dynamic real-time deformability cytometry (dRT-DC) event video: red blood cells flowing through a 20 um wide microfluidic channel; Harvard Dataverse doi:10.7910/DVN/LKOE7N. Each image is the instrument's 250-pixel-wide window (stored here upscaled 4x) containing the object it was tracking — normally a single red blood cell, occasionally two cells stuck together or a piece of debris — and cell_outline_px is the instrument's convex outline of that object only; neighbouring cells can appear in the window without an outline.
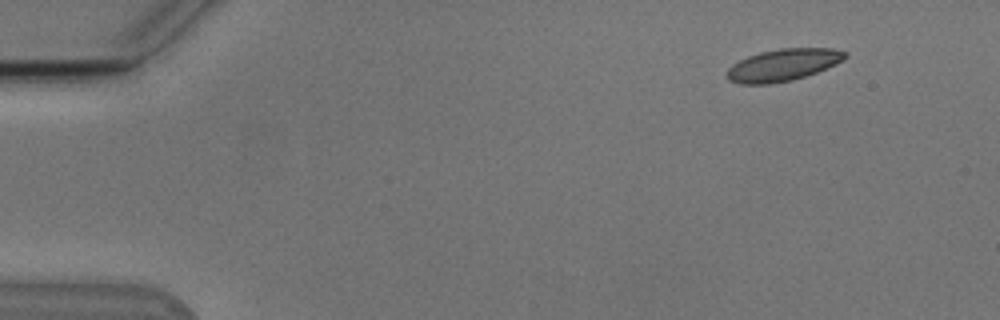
{"species": "Egyptian fruit bat (a non-hibernating species)", "species_latin": "Rousettus aegyptiacus", "temperature_condition": "cold", "stored_images_in_passage": 49, "camera_frame_rate_fps": 3000, "um_per_image_px": 0.085, "animal": {"sex": "male"}, "frame": {"image": 1, "passage_image": 1, "time_ms": 0.0, "image_size_px": [1000, 320], "cell_outline_px": [[848, 56], [836, 64], [816, 72], [792, 80], [772, 84], [740, 84], [728, 80], [724, 76], [728, 68], [732, 64], [748, 56], [760, 52], [780, 48], [832, 48], [848, 52]], "centroid_in_image_um": [66.53, 5.52], "position_along_channel_um": 18.5, "area_um2": 22.2}}
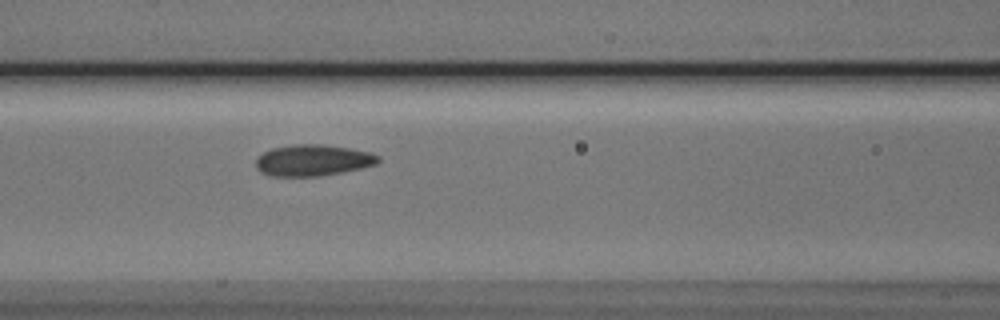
{"frame": {"image": 2, "passage_image": 19, "time_ms": 6.0, "image_size_px": [1000, 320], "cell_outline_px": [[380, 160], [376, 164], [360, 168], [340, 172], [316, 176], [272, 176], [260, 172], [256, 168], [256, 156], [272, 148], [292, 144], [324, 144], [348, 148], [368, 152], [380, 156]], "centroid_in_image_um": [26.55, 13.61], "position_along_channel_um": 140.1, "area_um2": 22.25}}
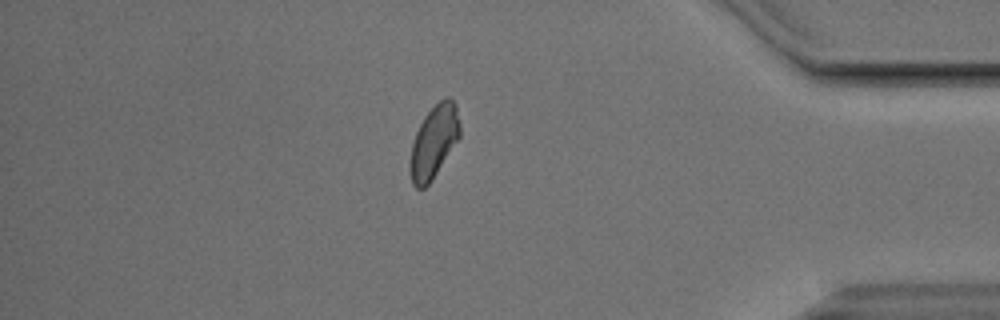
{"frame": {"image": 3, "passage_image": 42, "time_ms": 13.667, "image_size_px": [1000, 320], "cell_outline_px": [[460, 136], [432, 180], [424, 188], [416, 188], [412, 184], [408, 168], [408, 164], [412, 144], [416, 132], [424, 116], [444, 96], [448, 96], [456, 104], [460, 124]], "centroid_in_image_um": [36.86, 12.06], "position_along_channel_um": 398.3, "area_um2": 21.15}, "authors_computed_cell_mechanics": {"area_um2": 21.9062, "velocity_mm_per_s": 3.7953, "shape_relaxation_time_tau1_ms": 2.3705, "shape_relaxation_time_tau2_ms": 2.0283, "deformation_change_tau1": 0.0887, "deformation_change_tau2": 0.0808}}